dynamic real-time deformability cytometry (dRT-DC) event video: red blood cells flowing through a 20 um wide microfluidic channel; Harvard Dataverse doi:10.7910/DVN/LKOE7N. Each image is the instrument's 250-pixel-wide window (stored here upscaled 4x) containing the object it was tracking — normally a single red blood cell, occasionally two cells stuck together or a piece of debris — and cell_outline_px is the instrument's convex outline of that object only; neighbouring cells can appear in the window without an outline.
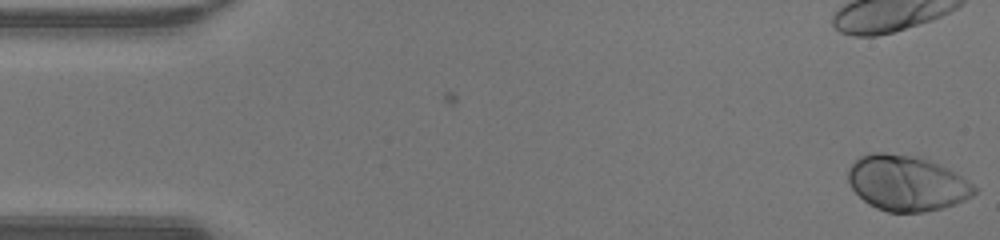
{"species": "human", "species_latin": "Homo sapiens", "temperature_condition": "warm", "stored_images_in_passage": 33, "camera_frame_rate_fps": 3000, "um_per_image_px": 0.085, "donor": {"sex": "male"}, "frame": {"image": 1, "passage_image": 1, "time_ms": 0.0, "image_size_px": [1000, 240], "cell_outline_px": [[976, 192], [972, 196], [956, 204], [944, 208], [924, 212], [888, 212], [876, 208], [868, 204], [852, 188], [848, 180], [848, 168], [860, 156], [872, 152], [884, 152], [924, 156], [948, 168], [968, 180], [976, 188]], "centroid_in_image_um": [77.09, 15.55], "position_along_channel_um": 7.9, "area_um2": 41.21}}